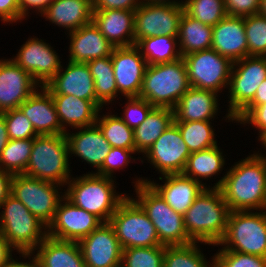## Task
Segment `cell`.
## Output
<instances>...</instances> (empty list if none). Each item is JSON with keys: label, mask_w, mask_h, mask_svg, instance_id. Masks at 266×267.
I'll return each instance as SVG.
<instances>
[{"label": "cell", "mask_w": 266, "mask_h": 267, "mask_svg": "<svg viewBox=\"0 0 266 267\" xmlns=\"http://www.w3.org/2000/svg\"><path fill=\"white\" fill-rule=\"evenodd\" d=\"M99 116L96 124L112 147L135 149L133 129L129 128L119 116L110 114L102 118Z\"/></svg>", "instance_id": "cell-38"}, {"label": "cell", "mask_w": 266, "mask_h": 267, "mask_svg": "<svg viewBox=\"0 0 266 267\" xmlns=\"http://www.w3.org/2000/svg\"><path fill=\"white\" fill-rule=\"evenodd\" d=\"M70 58L72 62L87 63L88 61L111 56L113 45L99 31L93 22L69 33Z\"/></svg>", "instance_id": "cell-26"}, {"label": "cell", "mask_w": 266, "mask_h": 267, "mask_svg": "<svg viewBox=\"0 0 266 267\" xmlns=\"http://www.w3.org/2000/svg\"><path fill=\"white\" fill-rule=\"evenodd\" d=\"M12 177L13 174L0 168V206L2 205L3 201L10 195Z\"/></svg>", "instance_id": "cell-52"}, {"label": "cell", "mask_w": 266, "mask_h": 267, "mask_svg": "<svg viewBox=\"0 0 266 267\" xmlns=\"http://www.w3.org/2000/svg\"><path fill=\"white\" fill-rule=\"evenodd\" d=\"M233 120L241 124L251 123L259 129V137L266 134V103L256 107H245Z\"/></svg>", "instance_id": "cell-47"}, {"label": "cell", "mask_w": 266, "mask_h": 267, "mask_svg": "<svg viewBox=\"0 0 266 267\" xmlns=\"http://www.w3.org/2000/svg\"><path fill=\"white\" fill-rule=\"evenodd\" d=\"M94 78L97 100L103 105L114 100L118 90L113 72L111 56L97 58L87 62Z\"/></svg>", "instance_id": "cell-35"}, {"label": "cell", "mask_w": 266, "mask_h": 267, "mask_svg": "<svg viewBox=\"0 0 266 267\" xmlns=\"http://www.w3.org/2000/svg\"><path fill=\"white\" fill-rule=\"evenodd\" d=\"M135 149H123L112 147L105 157L103 165L98 169L96 174L105 176V177H113L112 173L116 169H120V167L128 165L130 159H133L131 154H135ZM130 158V159H129Z\"/></svg>", "instance_id": "cell-46"}, {"label": "cell", "mask_w": 266, "mask_h": 267, "mask_svg": "<svg viewBox=\"0 0 266 267\" xmlns=\"http://www.w3.org/2000/svg\"><path fill=\"white\" fill-rule=\"evenodd\" d=\"M259 140L261 141L262 145H264V148L266 147V134L263 135L261 138H259Z\"/></svg>", "instance_id": "cell-59"}, {"label": "cell", "mask_w": 266, "mask_h": 267, "mask_svg": "<svg viewBox=\"0 0 266 267\" xmlns=\"http://www.w3.org/2000/svg\"><path fill=\"white\" fill-rule=\"evenodd\" d=\"M62 66L56 75L43 86L51 95H73L79 99L93 101L100 109L103 106L96 98L94 78L87 63L69 60L67 68Z\"/></svg>", "instance_id": "cell-19"}, {"label": "cell", "mask_w": 266, "mask_h": 267, "mask_svg": "<svg viewBox=\"0 0 266 267\" xmlns=\"http://www.w3.org/2000/svg\"><path fill=\"white\" fill-rule=\"evenodd\" d=\"M58 185L25 174H14L10 194L48 227L53 221L60 201L64 198V195L60 197Z\"/></svg>", "instance_id": "cell-10"}, {"label": "cell", "mask_w": 266, "mask_h": 267, "mask_svg": "<svg viewBox=\"0 0 266 267\" xmlns=\"http://www.w3.org/2000/svg\"><path fill=\"white\" fill-rule=\"evenodd\" d=\"M183 137L190 153L205 150L217 145L210 121L174 122Z\"/></svg>", "instance_id": "cell-37"}, {"label": "cell", "mask_w": 266, "mask_h": 267, "mask_svg": "<svg viewBox=\"0 0 266 267\" xmlns=\"http://www.w3.org/2000/svg\"><path fill=\"white\" fill-rule=\"evenodd\" d=\"M259 14L266 17V0H260Z\"/></svg>", "instance_id": "cell-58"}, {"label": "cell", "mask_w": 266, "mask_h": 267, "mask_svg": "<svg viewBox=\"0 0 266 267\" xmlns=\"http://www.w3.org/2000/svg\"><path fill=\"white\" fill-rule=\"evenodd\" d=\"M92 22L113 47L134 45L135 10H93Z\"/></svg>", "instance_id": "cell-23"}, {"label": "cell", "mask_w": 266, "mask_h": 267, "mask_svg": "<svg viewBox=\"0 0 266 267\" xmlns=\"http://www.w3.org/2000/svg\"><path fill=\"white\" fill-rule=\"evenodd\" d=\"M109 223L122 249L165 246L160 242L152 221L135 199L126 197L118 205Z\"/></svg>", "instance_id": "cell-8"}, {"label": "cell", "mask_w": 266, "mask_h": 267, "mask_svg": "<svg viewBox=\"0 0 266 267\" xmlns=\"http://www.w3.org/2000/svg\"><path fill=\"white\" fill-rule=\"evenodd\" d=\"M67 184L69 188L64 192V197L73 205L94 214L102 222H109L118 205L127 197L117 195L111 177L96 173L69 179Z\"/></svg>", "instance_id": "cell-3"}, {"label": "cell", "mask_w": 266, "mask_h": 267, "mask_svg": "<svg viewBox=\"0 0 266 267\" xmlns=\"http://www.w3.org/2000/svg\"><path fill=\"white\" fill-rule=\"evenodd\" d=\"M51 1L52 0H18V3L20 6L21 13L24 16H27L26 14H28V8H36L41 14Z\"/></svg>", "instance_id": "cell-53"}, {"label": "cell", "mask_w": 266, "mask_h": 267, "mask_svg": "<svg viewBox=\"0 0 266 267\" xmlns=\"http://www.w3.org/2000/svg\"><path fill=\"white\" fill-rule=\"evenodd\" d=\"M218 146L205 150L193 152L188 157V161L183 174L199 181V178L207 179L217 174L224 167L225 160Z\"/></svg>", "instance_id": "cell-34"}, {"label": "cell", "mask_w": 266, "mask_h": 267, "mask_svg": "<svg viewBox=\"0 0 266 267\" xmlns=\"http://www.w3.org/2000/svg\"><path fill=\"white\" fill-rule=\"evenodd\" d=\"M217 93L190 87L174 108V122L210 121L217 113Z\"/></svg>", "instance_id": "cell-27"}, {"label": "cell", "mask_w": 266, "mask_h": 267, "mask_svg": "<svg viewBox=\"0 0 266 267\" xmlns=\"http://www.w3.org/2000/svg\"><path fill=\"white\" fill-rule=\"evenodd\" d=\"M150 2V3H162V4H177V5H183L184 2H176L175 0L173 2H171L170 0H143V2Z\"/></svg>", "instance_id": "cell-57"}, {"label": "cell", "mask_w": 266, "mask_h": 267, "mask_svg": "<svg viewBox=\"0 0 266 267\" xmlns=\"http://www.w3.org/2000/svg\"><path fill=\"white\" fill-rule=\"evenodd\" d=\"M145 179L135 183L138 199L135 200L155 226L160 242L165 246L193 243L185 227L183 214L174 211L162 196Z\"/></svg>", "instance_id": "cell-7"}, {"label": "cell", "mask_w": 266, "mask_h": 267, "mask_svg": "<svg viewBox=\"0 0 266 267\" xmlns=\"http://www.w3.org/2000/svg\"><path fill=\"white\" fill-rule=\"evenodd\" d=\"M77 133L66 132L69 154L78 155L87 163L99 169L112 146L104 138L99 126L95 123L90 126L78 128Z\"/></svg>", "instance_id": "cell-25"}, {"label": "cell", "mask_w": 266, "mask_h": 267, "mask_svg": "<svg viewBox=\"0 0 266 267\" xmlns=\"http://www.w3.org/2000/svg\"><path fill=\"white\" fill-rule=\"evenodd\" d=\"M118 92L127 97H139L147 62L136 45L114 47L111 54Z\"/></svg>", "instance_id": "cell-17"}, {"label": "cell", "mask_w": 266, "mask_h": 267, "mask_svg": "<svg viewBox=\"0 0 266 267\" xmlns=\"http://www.w3.org/2000/svg\"><path fill=\"white\" fill-rule=\"evenodd\" d=\"M124 117L120 118L131 129L137 128L147 118L149 112L154 108L147 100L140 97H127Z\"/></svg>", "instance_id": "cell-45"}, {"label": "cell", "mask_w": 266, "mask_h": 267, "mask_svg": "<svg viewBox=\"0 0 266 267\" xmlns=\"http://www.w3.org/2000/svg\"><path fill=\"white\" fill-rule=\"evenodd\" d=\"M229 214L220 189L205 188L183 214L184 227L193 242L218 245L225 236Z\"/></svg>", "instance_id": "cell-2"}, {"label": "cell", "mask_w": 266, "mask_h": 267, "mask_svg": "<svg viewBox=\"0 0 266 267\" xmlns=\"http://www.w3.org/2000/svg\"><path fill=\"white\" fill-rule=\"evenodd\" d=\"M144 154L163 176L183 173L191 153L173 122Z\"/></svg>", "instance_id": "cell-14"}, {"label": "cell", "mask_w": 266, "mask_h": 267, "mask_svg": "<svg viewBox=\"0 0 266 267\" xmlns=\"http://www.w3.org/2000/svg\"><path fill=\"white\" fill-rule=\"evenodd\" d=\"M68 155L69 147L65 134L37 135L33 138L29 162L23 174L59 184V187L60 184L67 185L71 179Z\"/></svg>", "instance_id": "cell-5"}, {"label": "cell", "mask_w": 266, "mask_h": 267, "mask_svg": "<svg viewBox=\"0 0 266 267\" xmlns=\"http://www.w3.org/2000/svg\"><path fill=\"white\" fill-rule=\"evenodd\" d=\"M266 103V79L257 88L253 100L246 107H256Z\"/></svg>", "instance_id": "cell-54"}, {"label": "cell", "mask_w": 266, "mask_h": 267, "mask_svg": "<svg viewBox=\"0 0 266 267\" xmlns=\"http://www.w3.org/2000/svg\"><path fill=\"white\" fill-rule=\"evenodd\" d=\"M196 242L187 245L165 246L163 267H214L204 258Z\"/></svg>", "instance_id": "cell-39"}, {"label": "cell", "mask_w": 266, "mask_h": 267, "mask_svg": "<svg viewBox=\"0 0 266 267\" xmlns=\"http://www.w3.org/2000/svg\"><path fill=\"white\" fill-rule=\"evenodd\" d=\"M9 141L8 132L5 124L4 116L0 113V156L2 150Z\"/></svg>", "instance_id": "cell-55"}, {"label": "cell", "mask_w": 266, "mask_h": 267, "mask_svg": "<svg viewBox=\"0 0 266 267\" xmlns=\"http://www.w3.org/2000/svg\"><path fill=\"white\" fill-rule=\"evenodd\" d=\"M25 16L21 13L18 0H0V18L5 22H16Z\"/></svg>", "instance_id": "cell-50"}, {"label": "cell", "mask_w": 266, "mask_h": 267, "mask_svg": "<svg viewBox=\"0 0 266 267\" xmlns=\"http://www.w3.org/2000/svg\"><path fill=\"white\" fill-rule=\"evenodd\" d=\"M78 243L86 267H121L123 249L109 222H103Z\"/></svg>", "instance_id": "cell-16"}, {"label": "cell", "mask_w": 266, "mask_h": 267, "mask_svg": "<svg viewBox=\"0 0 266 267\" xmlns=\"http://www.w3.org/2000/svg\"><path fill=\"white\" fill-rule=\"evenodd\" d=\"M69 33L92 22V0H52L41 13Z\"/></svg>", "instance_id": "cell-28"}, {"label": "cell", "mask_w": 266, "mask_h": 267, "mask_svg": "<svg viewBox=\"0 0 266 267\" xmlns=\"http://www.w3.org/2000/svg\"><path fill=\"white\" fill-rule=\"evenodd\" d=\"M183 8L190 17L212 27L227 16L224 0H186Z\"/></svg>", "instance_id": "cell-40"}, {"label": "cell", "mask_w": 266, "mask_h": 267, "mask_svg": "<svg viewBox=\"0 0 266 267\" xmlns=\"http://www.w3.org/2000/svg\"><path fill=\"white\" fill-rule=\"evenodd\" d=\"M62 201H65L61 203ZM103 222L94 214L73 205L65 197L60 201L53 221L47 227V236L79 242Z\"/></svg>", "instance_id": "cell-15"}, {"label": "cell", "mask_w": 266, "mask_h": 267, "mask_svg": "<svg viewBox=\"0 0 266 267\" xmlns=\"http://www.w3.org/2000/svg\"><path fill=\"white\" fill-rule=\"evenodd\" d=\"M37 87L40 85L13 60H0V113L17 109Z\"/></svg>", "instance_id": "cell-20"}, {"label": "cell", "mask_w": 266, "mask_h": 267, "mask_svg": "<svg viewBox=\"0 0 266 267\" xmlns=\"http://www.w3.org/2000/svg\"><path fill=\"white\" fill-rule=\"evenodd\" d=\"M189 88L186 64L180 58L169 63L147 65L139 97L154 107L174 109Z\"/></svg>", "instance_id": "cell-4"}, {"label": "cell", "mask_w": 266, "mask_h": 267, "mask_svg": "<svg viewBox=\"0 0 266 267\" xmlns=\"http://www.w3.org/2000/svg\"><path fill=\"white\" fill-rule=\"evenodd\" d=\"M214 267H266V258L221 249L212 259Z\"/></svg>", "instance_id": "cell-44"}, {"label": "cell", "mask_w": 266, "mask_h": 267, "mask_svg": "<svg viewBox=\"0 0 266 267\" xmlns=\"http://www.w3.org/2000/svg\"><path fill=\"white\" fill-rule=\"evenodd\" d=\"M7 267H41L36 257H33L32 261L29 263L16 262L13 258L9 261Z\"/></svg>", "instance_id": "cell-56"}, {"label": "cell", "mask_w": 266, "mask_h": 267, "mask_svg": "<svg viewBox=\"0 0 266 267\" xmlns=\"http://www.w3.org/2000/svg\"><path fill=\"white\" fill-rule=\"evenodd\" d=\"M1 114L5 119L9 139H30L37 136L32 123L19 108Z\"/></svg>", "instance_id": "cell-43"}, {"label": "cell", "mask_w": 266, "mask_h": 267, "mask_svg": "<svg viewBox=\"0 0 266 267\" xmlns=\"http://www.w3.org/2000/svg\"><path fill=\"white\" fill-rule=\"evenodd\" d=\"M33 138L9 139L0 156V168L11 174H23L27 168Z\"/></svg>", "instance_id": "cell-36"}, {"label": "cell", "mask_w": 266, "mask_h": 267, "mask_svg": "<svg viewBox=\"0 0 266 267\" xmlns=\"http://www.w3.org/2000/svg\"><path fill=\"white\" fill-rule=\"evenodd\" d=\"M174 122V109L154 107L145 121L133 130L136 153H145Z\"/></svg>", "instance_id": "cell-31"}, {"label": "cell", "mask_w": 266, "mask_h": 267, "mask_svg": "<svg viewBox=\"0 0 266 267\" xmlns=\"http://www.w3.org/2000/svg\"><path fill=\"white\" fill-rule=\"evenodd\" d=\"M12 60L27 71L38 84L40 83V87L45 86L61 68L57 53L38 38L26 41Z\"/></svg>", "instance_id": "cell-18"}, {"label": "cell", "mask_w": 266, "mask_h": 267, "mask_svg": "<svg viewBox=\"0 0 266 267\" xmlns=\"http://www.w3.org/2000/svg\"><path fill=\"white\" fill-rule=\"evenodd\" d=\"M248 56L266 57V17L253 14L244 17Z\"/></svg>", "instance_id": "cell-42"}, {"label": "cell", "mask_w": 266, "mask_h": 267, "mask_svg": "<svg viewBox=\"0 0 266 267\" xmlns=\"http://www.w3.org/2000/svg\"><path fill=\"white\" fill-rule=\"evenodd\" d=\"M142 0H93V10H135L142 4Z\"/></svg>", "instance_id": "cell-49"}, {"label": "cell", "mask_w": 266, "mask_h": 267, "mask_svg": "<svg viewBox=\"0 0 266 267\" xmlns=\"http://www.w3.org/2000/svg\"><path fill=\"white\" fill-rule=\"evenodd\" d=\"M182 58L190 87L218 93L228 86L233 63L214 49L193 52Z\"/></svg>", "instance_id": "cell-11"}, {"label": "cell", "mask_w": 266, "mask_h": 267, "mask_svg": "<svg viewBox=\"0 0 266 267\" xmlns=\"http://www.w3.org/2000/svg\"><path fill=\"white\" fill-rule=\"evenodd\" d=\"M183 5L142 2L135 9L134 45L146 37H177Z\"/></svg>", "instance_id": "cell-13"}, {"label": "cell", "mask_w": 266, "mask_h": 267, "mask_svg": "<svg viewBox=\"0 0 266 267\" xmlns=\"http://www.w3.org/2000/svg\"><path fill=\"white\" fill-rule=\"evenodd\" d=\"M218 245L266 258V211H230L225 236Z\"/></svg>", "instance_id": "cell-9"}, {"label": "cell", "mask_w": 266, "mask_h": 267, "mask_svg": "<svg viewBox=\"0 0 266 267\" xmlns=\"http://www.w3.org/2000/svg\"><path fill=\"white\" fill-rule=\"evenodd\" d=\"M213 188L220 189L230 211L266 210V157L241 160Z\"/></svg>", "instance_id": "cell-1"}, {"label": "cell", "mask_w": 266, "mask_h": 267, "mask_svg": "<svg viewBox=\"0 0 266 267\" xmlns=\"http://www.w3.org/2000/svg\"><path fill=\"white\" fill-rule=\"evenodd\" d=\"M164 185H159L146 179L165 200V202L176 212L184 214L192 205L194 200L206 188L202 182L180 174L163 175Z\"/></svg>", "instance_id": "cell-24"}, {"label": "cell", "mask_w": 266, "mask_h": 267, "mask_svg": "<svg viewBox=\"0 0 266 267\" xmlns=\"http://www.w3.org/2000/svg\"><path fill=\"white\" fill-rule=\"evenodd\" d=\"M213 27L183 13L177 39L181 56L211 48Z\"/></svg>", "instance_id": "cell-32"}, {"label": "cell", "mask_w": 266, "mask_h": 267, "mask_svg": "<svg viewBox=\"0 0 266 267\" xmlns=\"http://www.w3.org/2000/svg\"><path fill=\"white\" fill-rule=\"evenodd\" d=\"M34 255L41 267H86L79 243L47 236Z\"/></svg>", "instance_id": "cell-29"}, {"label": "cell", "mask_w": 266, "mask_h": 267, "mask_svg": "<svg viewBox=\"0 0 266 267\" xmlns=\"http://www.w3.org/2000/svg\"><path fill=\"white\" fill-rule=\"evenodd\" d=\"M265 79L266 57L248 56L233 63L228 84L230 106L226 116L229 120L233 121L253 100L257 88Z\"/></svg>", "instance_id": "cell-12"}, {"label": "cell", "mask_w": 266, "mask_h": 267, "mask_svg": "<svg viewBox=\"0 0 266 267\" xmlns=\"http://www.w3.org/2000/svg\"><path fill=\"white\" fill-rule=\"evenodd\" d=\"M0 228L14 250L29 257L35 248L47 237V226L31 214L25 205L9 195L0 206ZM43 228V229H42Z\"/></svg>", "instance_id": "cell-6"}, {"label": "cell", "mask_w": 266, "mask_h": 267, "mask_svg": "<svg viewBox=\"0 0 266 267\" xmlns=\"http://www.w3.org/2000/svg\"><path fill=\"white\" fill-rule=\"evenodd\" d=\"M35 91L18 108L32 123L37 135L66 134L60 125L56 107L51 94L41 87Z\"/></svg>", "instance_id": "cell-22"}, {"label": "cell", "mask_w": 266, "mask_h": 267, "mask_svg": "<svg viewBox=\"0 0 266 267\" xmlns=\"http://www.w3.org/2000/svg\"><path fill=\"white\" fill-rule=\"evenodd\" d=\"M227 15L245 17L258 14L260 0H224Z\"/></svg>", "instance_id": "cell-48"}, {"label": "cell", "mask_w": 266, "mask_h": 267, "mask_svg": "<svg viewBox=\"0 0 266 267\" xmlns=\"http://www.w3.org/2000/svg\"><path fill=\"white\" fill-rule=\"evenodd\" d=\"M56 107L60 125L82 128L96 123L101 110L93 101L79 99L73 95H51ZM64 124V125H63Z\"/></svg>", "instance_id": "cell-30"}, {"label": "cell", "mask_w": 266, "mask_h": 267, "mask_svg": "<svg viewBox=\"0 0 266 267\" xmlns=\"http://www.w3.org/2000/svg\"><path fill=\"white\" fill-rule=\"evenodd\" d=\"M211 48L232 63L248 57L244 17L227 15L213 27Z\"/></svg>", "instance_id": "cell-21"}, {"label": "cell", "mask_w": 266, "mask_h": 267, "mask_svg": "<svg viewBox=\"0 0 266 267\" xmlns=\"http://www.w3.org/2000/svg\"><path fill=\"white\" fill-rule=\"evenodd\" d=\"M165 246L123 249L121 267H163Z\"/></svg>", "instance_id": "cell-41"}, {"label": "cell", "mask_w": 266, "mask_h": 267, "mask_svg": "<svg viewBox=\"0 0 266 267\" xmlns=\"http://www.w3.org/2000/svg\"><path fill=\"white\" fill-rule=\"evenodd\" d=\"M13 247L5 238L2 229L0 228V267H7L9 261L12 259L11 252Z\"/></svg>", "instance_id": "cell-51"}, {"label": "cell", "mask_w": 266, "mask_h": 267, "mask_svg": "<svg viewBox=\"0 0 266 267\" xmlns=\"http://www.w3.org/2000/svg\"><path fill=\"white\" fill-rule=\"evenodd\" d=\"M177 37L157 35L139 40L135 45L148 65L169 63L182 58L177 49Z\"/></svg>", "instance_id": "cell-33"}]
</instances>
